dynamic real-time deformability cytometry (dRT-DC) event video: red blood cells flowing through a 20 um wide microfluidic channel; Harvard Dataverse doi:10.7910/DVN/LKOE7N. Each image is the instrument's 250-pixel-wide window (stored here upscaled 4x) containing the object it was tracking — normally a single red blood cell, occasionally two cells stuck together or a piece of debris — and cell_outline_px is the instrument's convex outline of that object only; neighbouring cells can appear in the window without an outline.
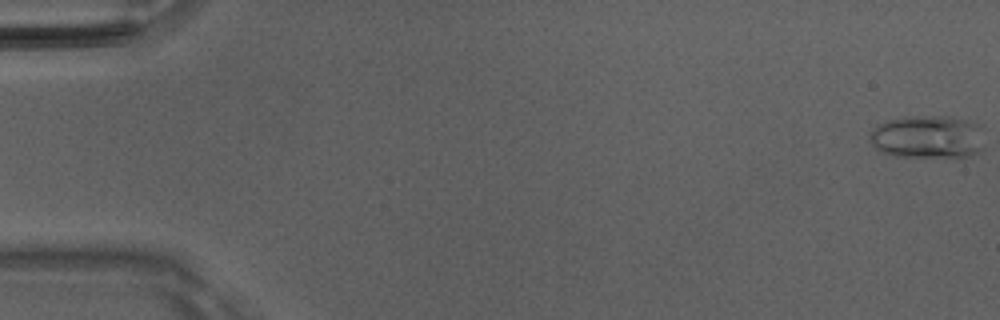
{"species": "Egyptian fruit bat (a non-hibernating species)", "species_latin": "Rousettus aegyptiacus", "temperature_condition": "room temperature", "stored_images_in_passage": 45, "camera_frame_rate_fps": 3000, "um_per_image_px": 0.085, "animal": {"sex": "male"}, "frame": {"image": 1, "passage_image": 1, "time_ms": 0.0, "image_size_px": [1000, 320], "cell_outline_px": [[984, 128], [980, 152], [968, 156], [896, 156], [880, 152], [872, 144], [872, 128], [876, 124], [888, 120], [904, 116], [948, 116], [968, 120], [980, 124]], "centroid_in_image_um": [78.88, 11.61], "position_along_channel_um": 6.1, "area_um2": 28.9}}
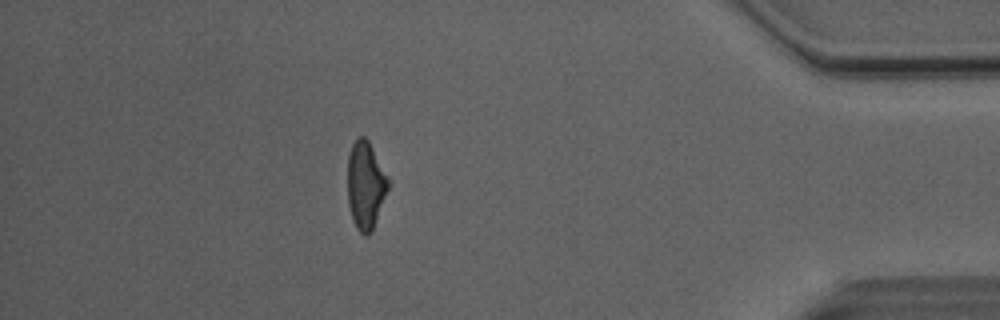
{"frame": {"image": 2, "passage_image": 45, "time_ms": 14.667, "image_size_px": [1000, 320], "cell_outline_px": [[388, 188], [372, 232], [368, 236], [364, 236], [356, 228], [352, 220], [348, 204], [348, 152], [352, 144], [360, 136], [364, 136], [368, 140], [388, 176]], "centroid_in_image_um": [31.06, 15.76], "position_along_channel_um": 404.1, "area_um2": 20.75}, "authors_computed_cell_mechanics": {"area_um2": 21.3282, "velocity_mm_per_s": 4.1115, "shape_relaxation_time_tau1_ms": 5.9302, "shape_relaxation_time_tau2_ms": 1.9464, "deformation_change_tau1": 0.1821, "deformation_change_tau2": 0.1097}}